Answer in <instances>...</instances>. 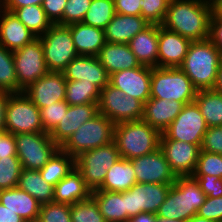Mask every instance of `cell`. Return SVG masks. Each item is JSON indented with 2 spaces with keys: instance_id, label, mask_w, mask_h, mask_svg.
Returning a JSON list of instances; mask_svg holds the SVG:
<instances>
[{
  "instance_id": "26",
  "label": "cell",
  "mask_w": 222,
  "mask_h": 222,
  "mask_svg": "<svg viewBox=\"0 0 222 222\" xmlns=\"http://www.w3.org/2000/svg\"><path fill=\"white\" fill-rule=\"evenodd\" d=\"M70 29L74 47L78 55L98 56L105 45V33L103 29L86 25L82 22L67 26Z\"/></svg>"
},
{
  "instance_id": "24",
  "label": "cell",
  "mask_w": 222,
  "mask_h": 222,
  "mask_svg": "<svg viewBox=\"0 0 222 222\" xmlns=\"http://www.w3.org/2000/svg\"><path fill=\"white\" fill-rule=\"evenodd\" d=\"M149 25L142 16L115 13L104 29L106 42L128 44L137 33Z\"/></svg>"
},
{
  "instance_id": "9",
  "label": "cell",
  "mask_w": 222,
  "mask_h": 222,
  "mask_svg": "<svg viewBox=\"0 0 222 222\" xmlns=\"http://www.w3.org/2000/svg\"><path fill=\"white\" fill-rule=\"evenodd\" d=\"M5 130L13 135L44 132L40 109L24 93H10L6 106Z\"/></svg>"
},
{
  "instance_id": "31",
  "label": "cell",
  "mask_w": 222,
  "mask_h": 222,
  "mask_svg": "<svg viewBox=\"0 0 222 222\" xmlns=\"http://www.w3.org/2000/svg\"><path fill=\"white\" fill-rule=\"evenodd\" d=\"M136 184L132 162L118 159L108 170L102 185L97 190L124 192Z\"/></svg>"
},
{
  "instance_id": "2",
  "label": "cell",
  "mask_w": 222,
  "mask_h": 222,
  "mask_svg": "<svg viewBox=\"0 0 222 222\" xmlns=\"http://www.w3.org/2000/svg\"><path fill=\"white\" fill-rule=\"evenodd\" d=\"M206 195L193 176H177L156 217L186 222L197 214Z\"/></svg>"
},
{
  "instance_id": "10",
  "label": "cell",
  "mask_w": 222,
  "mask_h": 222,
  "mask_svg": "<svg viewBox=\"0 0 222 222\" xmlns=\"http://www.w3.org/2000/svg\"><path fill=\"white\" fill-rule=\"evenodd\" d=\"M143 109L142 101L126 96L110 83L100 90L98 113L106 116L114 124L140 121L143 117Z\"/></svg>"
},
{
  "instance_id": "17",
  "label": "cell",
  "mask_w": 222,
  "mask_h": 222,
  "mask_svg": "<svg viewBox=\"0 0 222 222\" xmlns=\"http://www.w3.org/2000/svg\"><path fill=\"white\" fill-rule=\"evenodd\" d=\"M151 75L152 67L141 65L111 74L109 83L126 96L139 99L145 104L150 99Z\"/></svg>"
},
{
  "instance_id": "6",
  "label": "cell",
  "mask_w": 222,
  "mask_h": 222,
  "mask_svg": "<svg viewBox=\"0 0 222 222\" xmlns=\"http://www.w3.org/2000/svg\"><path fill=\"white\" fill-rule=\"evenodd\" d=\"M114 129L115 124L106 116L98 113L91 120L83 123L60 149L76 158L82 152L113 142Z\"/></svg>"
},
{
  "instance_id": "21",
  "label": "cell",
  "mask_w": 222,
  "mask_h": 222,
  "mask_svg": "<svg viewBox=\"0 0 222 222\" xmlns=\"http://www.w3.org/2000/svg\"><path fill=\"white\" fill-rule=\"evenodd\" d=\"M98 114V104L69 105L61 122L50 133L51 139L61 147L83 123Z\"/></svg>"
},
{
  "instance_id": "46",
  "label": "cell",
  "mask_w": 222,
  "mask_h": 222,
  "mask_svg": "<svg viewBox=\"0 0 222 222\" xmlns=\"http://www.w3.org/2000/svg\"><path fill=\"white\" fill-rule=\"evenodd\" d=\"M201 150L222 154V126L208 127L203 137Z\"/></svg>"
},
{
  "instance_id": "57",
  "label": "cell",
  "mask_w": 222,
  "mask_h": 222,
  "mask_svg": "<svg viewBox=\"0 0 222 222\" xmlns=\"http://www.w3.org/2000/svg\"><path fill=\"white\" fill-rule=\"evenodd\" d=\"M212 89L222 94V57L220 60L218 71H217L216 82Z\"/></svg>"
},
{
  "instance_id": "8",
  "label": "cell",
  "mask_w": 222,
  "mask_h": 222,
  "mask_svg": "<svg viewBox=\"0 0 222 222\" xmlns=\"http://www.w3.org/2000/svg\"><path fill=\"white\" fill-rule=\"evenodd\" d=\"M39 38L49 72H62L78 56L70 29L67 26L53 24Z\"/></svg>"
},
{
  "instance_id": "43",
  "label": "cell",
  "mask_w": 222,
  "mask_h": 222,
  "mask_svg": "<svg viewBox=\"0 0 222 222\" xmlns=\"http://www.w3.org/2000/svg\"><path fill=\"white\" fill-rule=\"evenodd\" d=\"M71 205L50 202L40 207L38 220L40 222H72Z\"/></svg>"
},
{
  "instance_id": "60",
  "label": "cell",
  "mask_w": 222,
  "mask_h": 222,
  "mask_svg": "<svg viewBox=\"0 0 222 222\" xmlns=\"http://www.w3.org/2000/svg\"><path fill=\"white\" fill-rule=\"evenodd\" d=\"M157 222H179V221L174 220V219H160V218H158Z\"/></svg>"
},
{
  "instance_id": "29",
  "label": "cell",
  "mask_w": 222,
  "mask_h": 222,
  "mask_svg": "<svg viewBox=\"0 0 222 222\" xmlns=\"http://www.w3.org/2000/svg\"><path fill=\"white\" fill-rule=\"evenodd\" d=\"M91 190L86 186L81 172L75 167L69 174L54 186L56 203L74 204L91 196Z\"/></svg>"
},
{
  "instance_id": "58",
  "label": "cell",
  "mask_w": 222,
  "mask_h": 222,
  "mask_svg": "<svg viewBox=\"0 0 222 222\" xmlns=\"http://www.w3.org/2000/svg\"><path fill=\"white\" fill-rule=\"evenodd\" d=\"M212 4V13L222 20V0H210Z\"/></svg>"
},
{
  "instance_id": "48",
  "label": "cell",
  "mask_w": 222,
  "mask_h": 222,
  "mask_svg": "<svg viewBox=\"0 0 222 222\" xmlns=\"http://www.w3.org/2000/svg\"><path fill=\"white\" fill-rule=\"evenodd\" d=\"M199 183L206 197L222 196V179L213 175H192Z\"/></svg>"
},
{
  "instance_id": "25",
  "label": "cell",
  "mask_w": 222,
  "mask_h": 222,
  "mask_svg": "<svg viewBox=\"0 0 222 222\" xmlns=\"http://www.w3.org/2000/svg\"><path fill=\"white\" fill-rule=\"evenodd\" d=\"M97 57L109 76L118 71L141 66L128 44L106 42Z\"/></svg>"
},
{
  "instance_id": "15",
  "label": "cell",
  "mask_w": 222,
  "mask_h": 222,
  "mask_svg": "<svg viewBox=\"0 0 222 222\" xmlns=\"http://www.w3.org/2000/svg\"><path fill=\"white\" fill-rule=\"evenodd\" d=\"M130 161L135 171L136 183H175L176 176L171 171L169 163L160 148Z\"/></svg>"
},
{
  "instance_id": "35",
  "label": "cell",
  "mask_w": 222,
  "mask_h": 222,
  "mask_svg": "<svg viewBox=\"0 0 222 222\" xmlns=\"http://www.w3.org/2000/svg\"><path fill=\"white\" fill-rule=\"evenodd\" d=\"M13 13L37 38L53 25L39 5L16 8Z\"/></svg>"
},
{
  "instance_id": "61",
  "label": "cell",
  "mask_w": 222,
  "mask_h": 222,
  "mask_svg": "<svg viewBox=\"0 0 222 222\" xmlns=\"http://www.w3.org/2000/svg\"><path fill=\"white\" fill-rule=\"evenodd\" d=\"M7 133L6 130H0V140Z\"/></svg>"
},
{
  "instance_id": "36",
  "label": "cell",
  "mask_w": 222,
  "mask_h": 222,
  "mask_svg": "<svg viewBox=\"0 0 222 222\" xmlns=\"http://www.w3.org/2000/svg\"><path fill=\"white\" fill-rule=\"evenodd\" d=\"M100 90L85 81H67L65 101L69 105L98 104Z\"/></svg>"
},
{
  "instance_id": "45",
  "label": "cell",
  "mask_w": 222,
  "mask_h": 222,
  "mask_svg": "<svg viewBox=\"0 0 222 222\" xmlns=\"http://www.w3.org/2000/svg\"><path fill=\"white\" fill-rule=\"evenodd\" d=\"M92 0H67L62 20L58 25L68 26L82 22Z\"/></svg>"
},
{
  "instance_id": "62",
  "label": "cell",
  "mask_w": 222,
  "mask_h": 222,
  "mask_svg": "<svg viewBox=\"0 0 222 222\" xmlns=\"http://www.w3.org/2000/svg\"><path fill=\"white\" fill-rule=\"evenodd\" d=\"M28 222H40L39 220H34V221H28Z\"/></svg>"
},
{
  "instance_id": "54",
  "label": "cell",
  "mask_w": 222,
  "mask_h": 222,
  "mask_svg": "<svg viewBox=\"0 0 222 222\" xmlns=\"http://www.w3.org/2000/svg\"><path fill=\"white\" fill-rule=\"evenodd\" d=\"M0 222H26V221L18 214L5 207L0 202Z\"/></svg>"
},
{
  "instance_id": "41",
  "label": "cell",
  "mask_w": 222,
  "mask_h": 222,
  "mask_svg": "<svg viewBox=\"0 0 222 222\" xmlns=\"http://www.w3.org/2000/svg\"><path fill=\"white\" fill-rule=\"evenodd\" d=\"M193 175H213L222 179V154L200 150Z\"/></svg>"
},
{
  "instance_id": "28",
  "label": "cell",
  "mask_w": 222,
  "mask_h": 222,
  "mask_svg": "<svg viewBox=\"0 0 222 222\" xmlns=\"http://www.w3.org/2000/svg\"><path fill=\"white\" fill-rule=\"evenodd\" d=\"M0 202L26 222L38 220L41 204L18 187L0 190Z\"/></svg>"
},
{
  "instance_id": "30",
  "label": "cell",
  "mask_w": 222,
  "mask_h": 222,
  "mask_svg": "<svg viewBox=\"0 0 222 222\" xmlns=\"http://www.w3.org/2000/svg\"><path fill=\"white\" fill-rule=\"evenodd\" d=\"M91 196L107 222H128L130 220L126 211L125 191L94 190L91 192Z\"/></svg>"
},
{
  "instance_id": "40",
  "label": "cell",
  "mask_w": 222,
  "mask_h": 222,
  "mask_svg": "<svg viewBox=\"0 0 222 222\" xmlns=\"http://www.w3.org/2000/svg\"><path fill=\"white\" fill-rule=\"evenodd\" d=\"M22 165L18 157L0 159V190L15 188L18 185Z\"/></svg>"
},
{
  "instance_id": "44",
  "label": "cell",
  "mask_w": 222,
  "mask_h": 222,
  "mask_svg": "<svg viewBox=\"0 0 222 222\" xmlns=\"http://www.w3.org/2000/svg\"><path fill=\"white\" fill-rule=\"evenodd\" d=\"M170 0H142L141 16L149 23L162 25Z\"/></svg>"
},
{
  "instance_id": "39",
  "label": "cell",
  "mask_w": 222,
  "mask_h": 222,
  "mask_svg": "<svg viewBox=\"0 0 222 222\" xmlns=\"http://www.w3.org/2000/svg\"><path fill=\"white\" fill-rule=\"evenodd\" d=\"M70 214L72 222H107L92 196L72 204Z\"/></svg>"
},
{
  "instance_id": "37",
  "label": "cell",
  "mask_w": 222,
  "mask_h": 222,
  "mask_svg": "<svg viewBox=\"0 0 222 222\" xmlns=\"http://www.w3.org/2000/svg\"><path fill=\"white\" fill-rule=\"evenodd\" d=\"M114 15V0H92L82 23L104 30Z\"/></svg>"
},
{
  "instance_id": "3",
  "label": "cell",
  "mask_w": 222,
  "mask_h": 222,
  "mask_svg": "<svg viewBox=\"0 0 222 222\" xmlns=\"http://www.w3.org/2000/svg\"><path fill=\"white\" fill-rule=\"evenodd\" d=\"M222 54L209 40L192 41L179 67L198 90L212 89Z\"/></svg>"
},
{
  "instance_id": "5",
  "label": "cell",
  "mask_w": 222,
  "mask_h": 222,
  "mask_svg": "<svg viewBox=\"0 0 222 222\" xmlns=\"http://www.w3.org/2000/svg\"><path fill=\"white\" fill-rule=\"evenodd\" d=\"M198 89L179 68L152 67L150 98L194 102Z\"/></svg>"
},
{
  "instance_id": "59",
  "label": "cell",
  "mask_w": 222,
  "mask_h": 222,
  "mask_svg": "<svg viewBox=\"0 0 222 222\" xmlns=\"http://www.w3.org/2000/svg\"><path fill=\"white\" fill-rule=\"evenodd\" d=\"M186 222H215L213 220L206 219L204 217L199 216L198 214L194 215L191 217L188 221Z\"/></svg>"
},
{
  "instance_id": "47",
  "label": "cell",
  "mask_w": 222,
  "mask_h": 222,
  "mask_svg": "<svg viewBox=\"0 0 222 222\" xmlns=\"http://www.w3.org/2000/svg\"><path fill=\"white\" fill-rule=\"evenodd\" d=\"M197 214L215 222L222 220V196L206 197Z\"/></svg>"
},
{
  "instance_id": "18",
  "label": "cell",
  "mask_w": 222,
  "mask_h": 222,
  "mask_svg": "<svg viewBox=\"0 0 222 222\" xmlns=\"http://www.w3.org/2000/svg\"><path fill=\"white\" fill-rule=\"evenodd\" d=\"M67 80L62 72H48L32 83L24 93L39 109L65 100Z\"/></svg>"
},
{
  "instance_id": "50",
  "label": "cell",
  "mask_w": 222,
  "mask_h": 222,
  "mask_svg": "<svg viewBox=\"0 0 222 222\" xmlns=\"http://www.w3.org/2000/svg\"><path fill=\"white\" fill-rule=\"evenodd\" d=\"M115 13L141 16L142 0H114Z\"/></svg>"
},
{
  "instance_id": "16",
  "label": "cell",
  "mask_w": 222,
  "mask_h": 222,
  "mask_svg": "<svg viewBox=\"0 0 222 222\" xmlns=\"http://www.w3.org/2000/svg\"><path fill=\"white\" fill-rule=\"evenodd\" d=\"M159 148L176 177L193 175L201 150L199 145L178 140L160 139Z\"/></svg>"
},
{
  "instance_id": "38",
  "label": "cell",
  "mask_w": 222,
  "mask_h": 222,
  "mask_svg": "<svg viewBox=\"0 0 222 222\" xmlns=\"http://www.w3.org/2000/svg\"><path fill=\"white\" fill-rule=\"evenodd\" d=\"M0 91L19 93L13 51L0 45Z\"/></svg>"
},
{
  "instance_id": "34",
  "label": "cell",
  "mask_w": 222,
  "mask_h": 222,
  "mask_svg": "<svg viewBox=\"0 0 222 222\" xmlns=\"http://www.w3.org/2000/svg\"><path fill=\"white\" fill-rule=\"evenodd\" d=\"M74 168L75 158L59 148L39 172L47 183L55 186Z\"/></svg>"
},
{
  "instance_id": "20",
  "label": "cell",
  "mask_w": 222,
  "mask_h": 222,
  "mask_svg": "<svg viewBox=\"0 0 222 222\" xmlns=\"http://www.w3.org/2000/svg\"><path fill=\"white\" fill-rule=\"evenodd\" d=\"M191 40L158 25V67H180Z\"/></svg>"
},
{
  "instance_id": "12",
  "label": "cell",
  "mask_w": 222,
  "mask_h": 222,
  "mask_svg": "<svg viewBox=\"0 0 222 222\" xmlns=\"http://www.w3.org/2000/svg\"><path fill=\"white\" fill-rule=\"evenodd\" d=\"M208 126L196 102L185 104L179 115L161 133L160 139L178 140L201 147Z\"/></svg>"
},
{
  "instance_id": "33",
  "label": "cell",
  "mask_w": 222,
  "mask_h": 222,
  "mask_svg": "<svg viewBox=\"0 0 222 222\" xmlns=\"http://www.w3.org/2000/svg\"><path fill=\"white\" fill-rule=\"evenodd\" d=\"M196 104L208 127L222 126V94L213 89L198 90Z\"/></svg>"
},
{
  "instance_id": "51",
  "label": "cell",
  "mask_w": 222,
  "mask_h": 222,
  "mask_svg": "<svg viewBox=\"0 0 222 222\" xmlns=\"http://www.w3.org/2000/svg\"><path fill=\"white\" fill-rule=\"evenodd\" d=\"M214 46L222 54V20L218 19L213 13L210 19L209 38Z\"/></svg>"
},
{
  "instance_id": "1",
  "label": "cell",
  "mask_w": 222,
  "mask_h": 222,
  "mask_svg": "<svg viewBox=\"0 0 222 222\" xmlns=\"http://www.w3.org/2000/svg\"><path fill=\"white\" fill-rule=\"evenodd\" d=\"M210 0H170L162 26L191 41L209 38Z\"/></svg>"
},
{
  "instance_id": "4",
  "label": "cell",
  "mask_w": 222,
  "mask_h": 222,
  "mask_svg": "<svg viewBox=\"0 0 222 222\" xmlns=\"http://www.w3.org/2000/svg\"><path fill=\"white\" fill-rule=\"evenodd\" d=\"M161 133L148 123L140 121L115 124L114 142L120 158H133L152 153L159 148Z\"/></svg>"
},
{
  "instance_id": "42",
  "label": "cell",
  "mask_w": 222,
  "mask_h": 222,
  "mask_svg": "<svg viewBox=\"0 0 222 222\" xmlns=\"http://www.w3.org/2000/svg\"><path fill=\"white\" fill-rule=\"evenodd\" d=\"M69 104L63 100L40 109L41 122L44 132L51 133L61 122L62 117L66 114Z\"/></svg>"
},
{
  "instance_id": "53",
  "label": "cell",
  "mask_w": 222,
  "mask_h": 222,
  "mask_svg": "<svg viewBox=\"0 0 222 222\" xmlns=\"http://www.w3.org/2000/svg\"><path fill=\"white\" fill-rule=\"evenodd\" d=\"M43 0H1L0 7L6 11L13 12L16 8L27 7L32 5L41 6Z\"/></svg>"
},
{
  "instance_id": "56",
  "label": "cell",
  "mask_w": 222,
  "mask_h": 222,
  "mask_svg": "<svg viewBox=\"0 0 222 222\" xmlns=\"http://www.w3.org/2000/svg\"><path fill=\"white\" fill-rule=\"evenodd\" d=\"M157 219L156 214L143 212L133 216L128 222H157Z\"/></svg>"
},
{
  "instance_id": "11",
  "label": "cell",
  "mask_w": 222,
  "mask_h": 222,
  "mask_svg": "<svg viewBox=\"0 0 222 222\" xmlns=\"http://www.w3.org/2000/svg\"><path fill=\"white\" fill-rule=\"evenodd\" d=\"M22 169L40 170L60 148L46 132L14 135Z\"/></svg>"
},
{
  "instance_id": "14",
  "label": "cell",
  "mask_w": 222,
  "mask_h": 222,
  "mask_svg": "<svg viewBox=\"0 0 222 222\" xmlns=\"http://www.w3.org/2000/svg\"><path fill=\"white\" fill-rule=\"evenodd\" d=\"M172 184L136 183L125 191L128 218L147 212L156 214Z\"/></svg>"
},
{
  "instance_id": "52",
  "label": "cell",
  "mask_w": 222,
  "mask_h": 222,
  "mask_svg": "<svg viewBox=\"0 0 222 222\" xmlns=\"http://www.w3.org/2000/svg\"><path fill=\"white\" fill-rule=\"evenodd\" d=\"M4 157H17L14 135L6 133L0 140V159Z\"/></svg>"
},
{
  "instance_id": "49",
  "label": "cell",
  "mask_w": 222,
  "mask_h": 222,
  "mask_svg": "<svg viewBox=\"0 0 222 222\" xmlns=\"http://www.w3.org/2000/svg\"><path fill=\"white\" fill-rule=\"evenodd\" d=\"M67 0H43L42 9L52 24H58L65 10Z\"/></svg>"
},
{
  "instance_id": "7",
  "label": "cell",
  "mask_w": 222,
  "mask_h": 222,
  "mask_svg": "<svg viewBox=\"0 0 222 222\" xmlns=\"http://www.w3.org/2000/svg\"><path fill=\"white\" fill-rule=\"evenodd\" d=\"M120 159L115 142L82 152L75 158V167L81 172L86 186L97 190L103 183L107 170Z\"/></svg>"
},
{
  "instance_id": "27",
  "label": "cell",
  "mask_w": 222,
  "mask_h": 222,
  "mask_svg": "<svg viewBox=\"0 0 222 222\" xmlns=\"http://www.w3.org/2000/svg\"><path fill=\"white\" fill-rule=\"evenodd\" d=\"M141 65L158 67V25L150 24L128 43Z\"/></svg>"
},
{
  "instance_id": "32",
  "label": "cell",
  "mask_w": 222,
  "mask_h": 222,
  "mask_svg": "<svg viewBox=\"0 0 222 222\" xmlns=\"http://www.w3.org/2000/svg\"><path fill=\"white\" fill-rule=\"evenodd\" d=\"M17 187L26 191L41 205L53 202L54 186L42 178L39 170L22 169Z\"/></svg>"
},
{
  "instance_id": "19",
  "label": "cell",
  "mask_w": 222,
  "mask_h": 222,
  "mask_svg": "<svg viewBox=\"0 0 222 222\" xmlns=\"http://www.w3.org/2000/svg\"><path fill=\"white\" fill-rule=\"evenodd\" d=\"M67 81H85L99 90L109 83V74L97 56L78 55L62 71Z\"/></svg>"
},
{
  "instance_id": "22",
  "label": "cell",
  "mask_w": 222,
  "mask_h": 222,
  "mask_svg": "<svg viewBox=\"0 0 222 222\" xmlns=\"http://www.w3.org/2000/svg\"><path fill=\"white\" fill-rule=\"evenodd\" d=\"M36 38L13 12L0 7V45L15 51Z\"/></svg>"
},
{
  "instance_id": "55",
  "label": "cell",
  "mask_w": 222,
  "mask_h": 222,
  "mask_svg": "<svg viewBox=\"0 0 222 222\" xmlns=\"http://www.w3.org/2000/svg\"><path fill=\"white\" fill-rule=\"evenodd\" d=\"M9 96V92L0 91V130H5L6 106Z\"/></svg>"
},
{
  "instance_id": "13",
  "label": "cell",
  "mask_w": 222,
  "mask_h": 222,
  "mask_svg": "<svg viewBox=\"0 0 222 222\" xmlns=\"http://www.w3.org/2000/svg\"><path fill=\"white\" fill-rule=\"evenodd\" d=\"M13 59L19 92H24L32 83L49 72L40 38L13 51Z\"/></svg>"
},
{
  "instance_id": "23",
  "label": "cell",
  "mask_w": 222,
  "mask_h": 222,
  "mask_svg": "<svg viewBox=\"0 0 222 222\" xmlns=\"http://www.w3.org/2000/svg\"><path fill=\"white\" fill-rule=\"evenodd\" d=\"M182 102L172 100H162L157 98H150L143 109L142 121L148 123L160 133L174 121L183 109Z\"/></svg>"
}]
</instances>
